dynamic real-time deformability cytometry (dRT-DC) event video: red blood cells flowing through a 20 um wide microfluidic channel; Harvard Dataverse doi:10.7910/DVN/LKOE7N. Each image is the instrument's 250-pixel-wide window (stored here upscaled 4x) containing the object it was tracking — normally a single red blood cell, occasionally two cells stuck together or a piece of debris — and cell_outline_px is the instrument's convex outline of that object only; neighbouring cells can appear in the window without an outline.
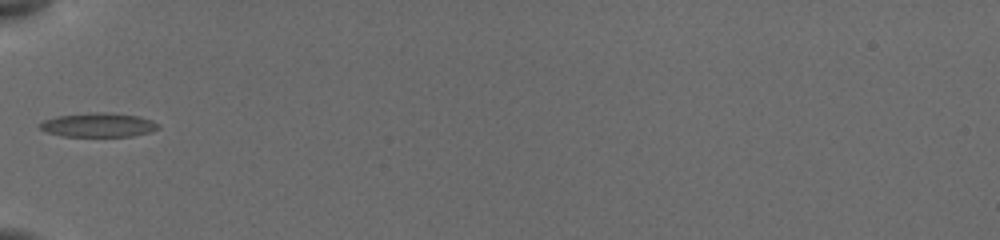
{"species": "common noctule bat (a hibernating species)", "species_latin": "Nyctalus noctula", "temperature_condition": "cold", "stored_images_in_passage": 34, "camera_frame_rate_fps": 3000, "um_per_image_px": 0.085, "animal": {"sex": "female", "body_mass_g": 19.5, "forearm_length_mm": 54.1}, "frame": {"image": 1, "passage_image": 1, "time_ms": 0.0, "image_size_px": [1000, 240], "cell_outline_px": [[160, 128], [148, 132], [132, 136], [64, 136], [48, 132], [40, 128], [40, 124], [44, 120], [56, 116], [96, 112], [104, 112], [136, 116], [152, 120], [160, 124]], "centroid_in_image_um": [8.38, 10.62], "position_along_channel_um": 76.6, "area_um2": 16.36}}
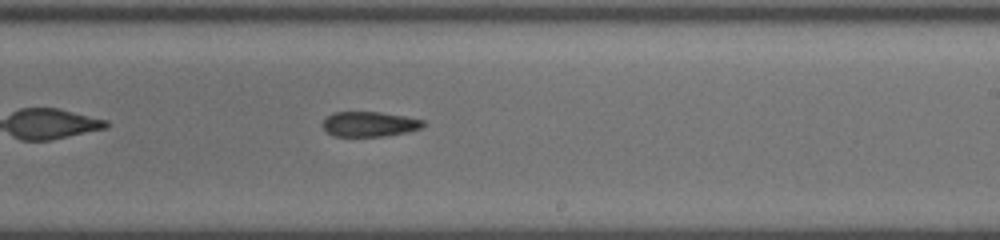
{"frame": {"image": 2, "passage_image": 15, "time_ms": 4.667, "image_size_px": [1000, 240], "cell_outline_px": [[424, 124], [420, 128], [404, 132], [380, 136], [336, 136], [328, 132], [320, 124], [332, 112], [380, 112], [404, 116], [424, 120]], "centroid_in_image_um": [31.36, 10.53], "position_along_channel_um": 257.6, "area_um2": 14.39}}
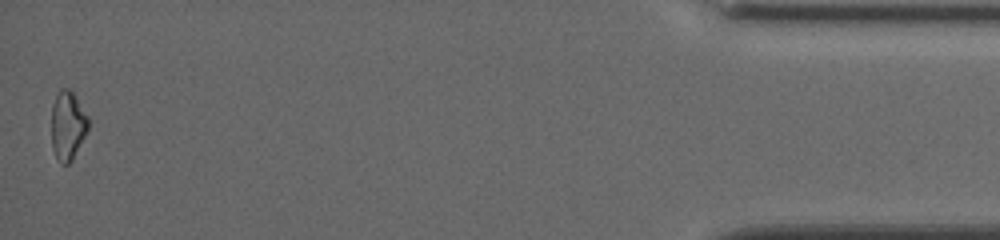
{"frame": {"image": 3, "passage_image": 34, "time_ms": 11.0, "image_size_px": [1000, 240], "cell_outline_px": [[88, 128], [72, 160], [68, 164], [60, 164], [52, 148], [52, 104], [60, 88], [72, 88], [88, 116]], "centroid_in_image_um": [5.75, 10.62], "position_along_channel_um": 429.4, "area_um2": 14.85}, "authors_computed_cell_mechanics": {"area_um2": 15.1725, "velocity_mm_per_s": 3.8893, "shape_relaxation_time_tau1_ms": null, "shape_relaxation_time_tau2_ms": 9.5048, "deformation_change_tau1": null, "deformation_change_tau2": 0.1814}}